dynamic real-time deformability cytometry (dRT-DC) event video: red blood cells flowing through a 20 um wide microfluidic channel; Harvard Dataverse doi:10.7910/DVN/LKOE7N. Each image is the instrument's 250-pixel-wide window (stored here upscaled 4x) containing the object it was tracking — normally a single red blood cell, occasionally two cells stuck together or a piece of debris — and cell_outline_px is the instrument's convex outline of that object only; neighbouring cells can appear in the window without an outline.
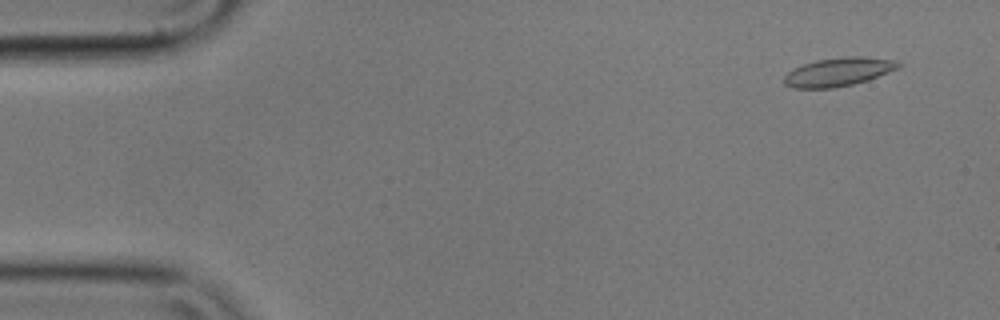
{"species": "common noctule bat (a hibernating species)", "species_latin": "Nyctalus noctula", "temperature_condition": "cold", "stored_images_in_passage": 52, "camera_frame_rate_fps": 3000, "um_per_image_px": 0.085, "animal": {"sex": "male", "body_mass_g": 17.9}, "frame": {"image": 1, "passage_image": 4, "time_ms": 1.0, "image_size_px": [1000, 320], "cell_outline_px": [[900, 68], [868, 80], [852, 84], [832, 88], [792, 88], [784, 84], [784, 76], [792, 68], [816, 60], [848, 56], [860, 56], [896, 60], [900, 64]], "centroid_in_image_um": [71.26, 6.11], "position_along_channel_um": 13.7, "area_um2": 19.02}}
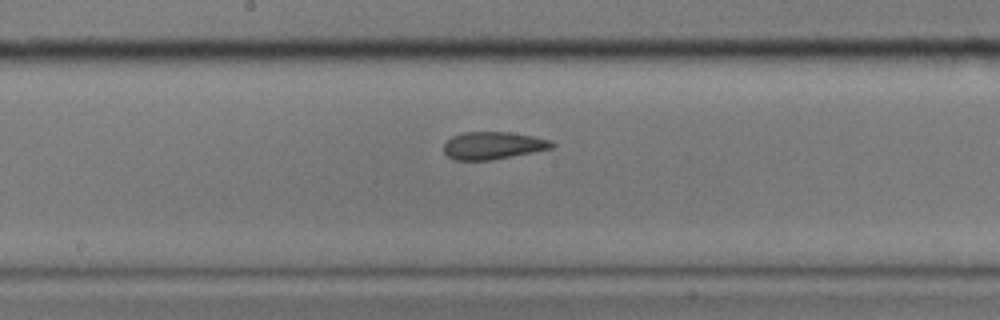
{"frame": {"image": 2, "passage_image": 29, "time_ms": 9.333, "image_size_px": [1000, 320], "cell_outline_px": [[556, 144], [552, 148], [492, 160], [452, 160], [444, 152], [444, 144], [452, 136], [464, 132], [508, 132], [532, 136], [552, 140]], "centroid_in_image_um": [41.9, 12.37], "position_along_channel_um": 206.3, "area_um2": 17.28}}
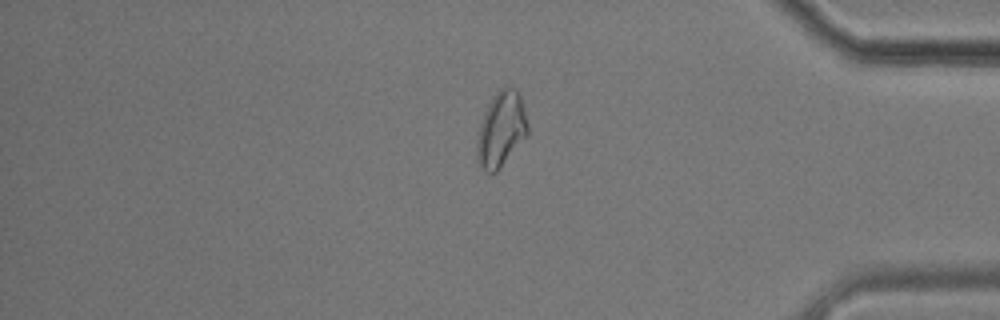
{"frame": {"image": 3, "passage_image": 47, "time_ms": 15.333, "image_size_px": [1000, 320], "cell_outline_px": [[528, 136], [496, 172], [488, 172], [480, 164], [476, 156], [476, 144], [480, 124], [484, 112], [492, 96], [504, 84], [516, 88], [520, 92], [528, 124]], "centroid_in_image_um": [42.62, 10.93], "position_along_channel_um": 392.6, "area_um2": 22.48}}